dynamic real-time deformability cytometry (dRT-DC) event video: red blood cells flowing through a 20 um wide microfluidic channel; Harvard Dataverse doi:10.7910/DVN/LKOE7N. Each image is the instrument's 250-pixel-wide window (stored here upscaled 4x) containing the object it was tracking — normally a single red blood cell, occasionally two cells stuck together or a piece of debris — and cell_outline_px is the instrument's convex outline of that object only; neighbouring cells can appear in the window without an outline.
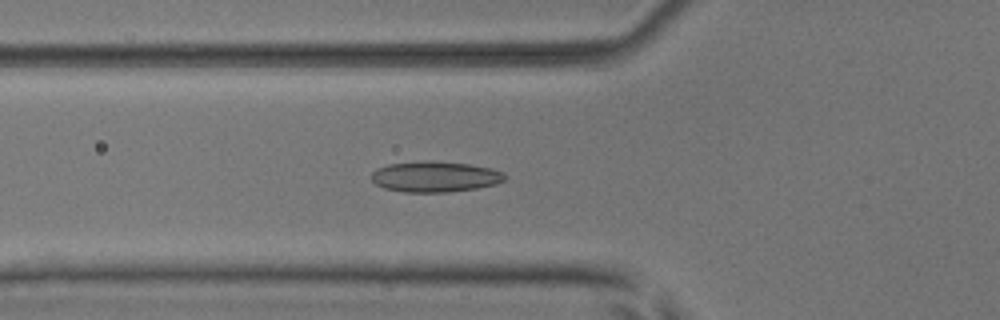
{"species": "common noctule bat (a hibernating species)", "species_latin": "Nyctalus noctula", "temperature_condition": "room temperature", "stored_images_in_passage": 44, "camera_frame_rate_fps": 3000, "um_per_image_px": 0.085, "animal": {"sex": "male", "body_mass_g": 17.9, "forearm_length_mm": 54.2}, "frame": {"image": 1, "passage_image": 18, "time_ms": 5.667, "image_size_px": [1000, 320], "cell_outline_px": [[508, 176], [504, 180], [496, 184], [476, 188], [448, 192], [404, 192], [384, 188], [376, 184], [372, 180], [372, 172], [376, 168], [388, 164], [432, 160], [468, 164], [492, 168], [504, 172]], "centroid_in_image_um": [37.0, 15.01], "position_along_channel_um": 88.8, "area_um2": 23.99}}
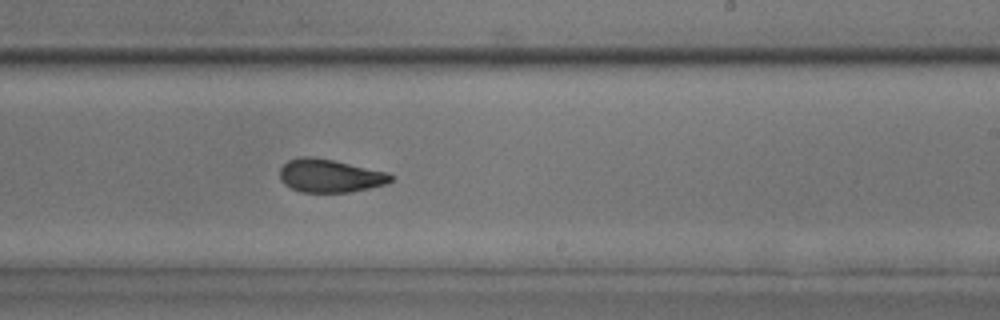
{"frame": {"image": 2, "passage_image": 31, "time_ms": 10.0, "image_size_px": [1000, 320], "cell_outline_px": [[392, 180], [388, 184], [352, 192], [300, 192], [284, 184], [280, 180], [280, 168], [288, 160], [300, 156], [312, 156], [332, 160], [388, 172], [392, 176]], "centroid_in_image_um": [28.04, 14.94], "position_along_channel_um": 261.0, "area_um2": 21.56}}
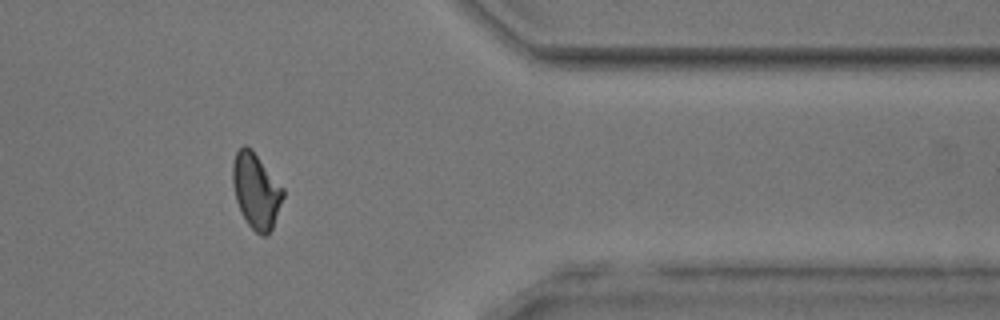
{"frame": {"image": 3, "passage_image": 42, "time_ms": 13.667, "image_size_px": [1000, 320], "cell_outline_px": [[284, 196], [272, 228], [264, 236], [260, 236], [248, 224], [236, 200], [232, 184], [232, 164], [236, 152], [244, 144], [252, 148], [284, 188]], "centroid_in_image_um": [21.77, 16.17], "position_along_channel_um": 389.6, "area_um2": 22.08}, "authors_computed_cell_mechanics": {"area_um2": 22.1374, "velocity_mm_per_s": 3.9794, "shape_relaxation_time_tau1_ms": null, "shape_relaxation_time_tau2_ms": 1.6228, "deformation_change_tau1": null, "deformation_change_tau2": 0.0822}}